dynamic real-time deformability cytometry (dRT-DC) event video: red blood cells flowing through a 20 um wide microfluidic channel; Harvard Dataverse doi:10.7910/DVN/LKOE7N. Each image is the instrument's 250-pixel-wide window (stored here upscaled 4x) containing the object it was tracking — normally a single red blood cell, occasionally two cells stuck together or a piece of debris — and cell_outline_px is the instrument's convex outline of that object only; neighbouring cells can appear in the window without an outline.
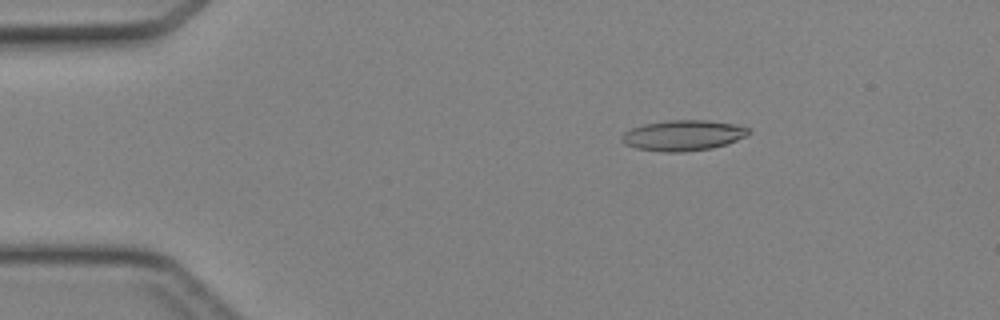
{"species": "Egyptian fruit bat (a non-hibernating species)", "species_latin": "Rousettus aegyptiacus", "temperature_condition": "cold", "stored_images_in_passage": 46, "camera_frame_rate_fps": 3000, "um_per_image_px": 0.085, "animal": {"sex": "female"}, "frame": {"image": 1, "passage_image": 8, "time_ms": 2.333, "image_size_px": [1000, 320], "cell_outline_px": [[752, 132], [748, 136], [712, 148], [680, 152], [664, 152], [636, 148], [624, 144], [624, 132], [632, 128], [644, 124], [668, 120], [708, 120], [736, 124], [748, 128]], "centroid_in_image_um": [58.11, 11.5], "position_along_channel_um": 26.9, "area_um2": 22.43}}
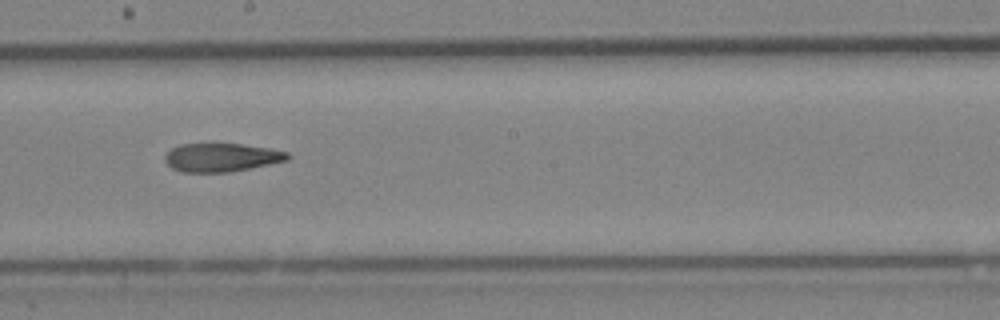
{"frame": {"image": 2, "passage_image": 26, "time_ms": 8.333, "image_size_px": [1000, 320], "cell_outline_px": [[292, 156], [288, 160], [228, 172], [180, 172], [172, 168], [164, 160], [164, 156], [172, 148], [180, 144], [240, 144], [268, 148], [288, 152]], "centroid_in_image_um": [18.81, 13.38], "position_along_channel_um": 229.4, "area_um2": 20.17}}
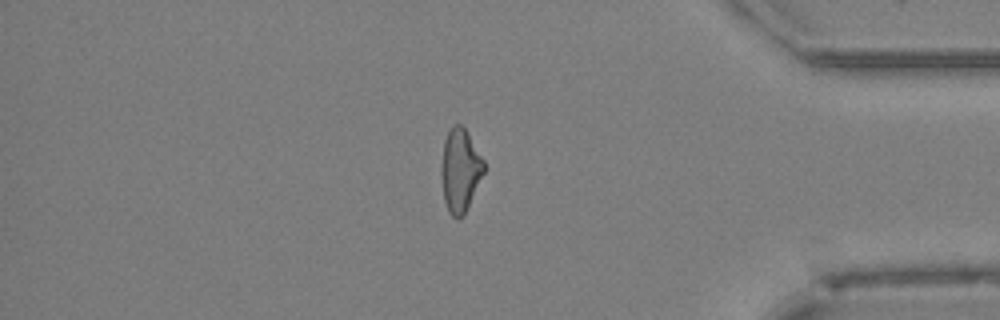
{"frame": {"image": 3, "passage_image": 39, "time_ms": 12.667, "image_size_px": [1000, 320], "cell_outline_px": [[484, 172], [464, 212], [456, 220], [448, 212], [444, 200], [440, 172], [440, 168], [444, 140], [452, 124], [460, 124], [464, 128], [484, 160]], "centroid_in_image_um": [39.08, 14.45], "position_along_channel_um": 396.1, "area_um2": 20.35}}